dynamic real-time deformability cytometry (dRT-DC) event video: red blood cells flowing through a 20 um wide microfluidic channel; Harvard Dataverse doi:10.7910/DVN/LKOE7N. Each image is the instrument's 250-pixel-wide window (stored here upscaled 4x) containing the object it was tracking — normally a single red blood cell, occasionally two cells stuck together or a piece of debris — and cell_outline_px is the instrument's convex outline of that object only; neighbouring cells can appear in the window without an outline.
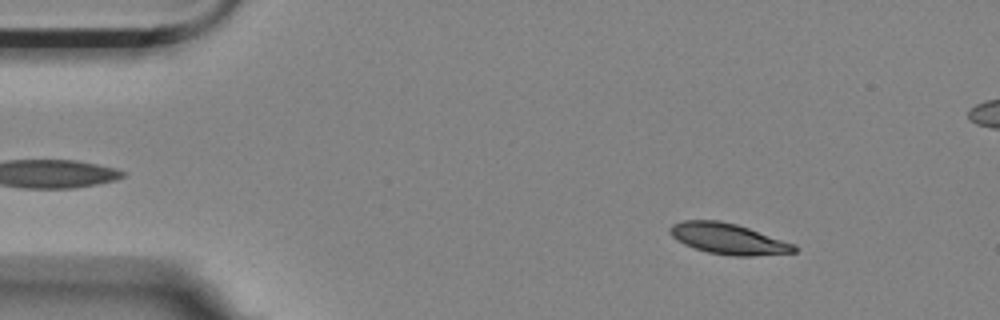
{"species": "Egyptian fruit bat (a non-hibernating species)", "species_latin": "Rousettus aegyptiacus", "temperature_condition": "room temperature", "stored_images_in_passage": 57, "camera_frame_rate_fps": 3000, "um_per_image_px": 0.085, "animal": {"sex": "female"}, "frame": {"image": 1, "passage_image": 7, "time_ms": 2.0, "image_size_px": [1000, 320], "cell_outline_px": [[796, 252], [752, 256], [736, 256], [708, 252], [684, 244], [676, 240], [668, 232], [668, 228], [672, 224], [684, 220], [720, 220], [736, 224], [796, 244]], "centroid_in_image_um": [61.88, 20.29], "position_along_channel_um": 23.1, "area_um2": 22.25}}
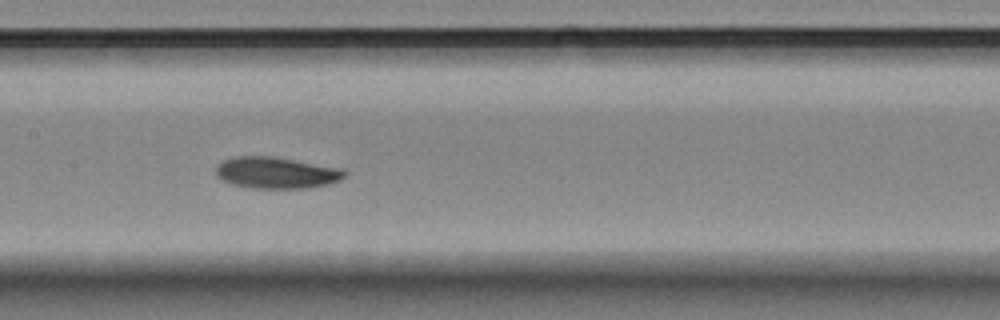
{"frame": {"image": 2, "passage_image": 27, "time_ms": 8.667, "image_size_px": [1000, 320], "cell_outline_px": [[348, 172], [340, 180], [328, 184], [308, 188], [252, 188], [232, 184], [216, 176], [216, 164], [224, 160], [236, 156], [272, 156], [344, 168]], "centroid_in_image_um": [23.51, 14.67], "position_along_channel_um": 183.9, "area_um2": 23.76}}
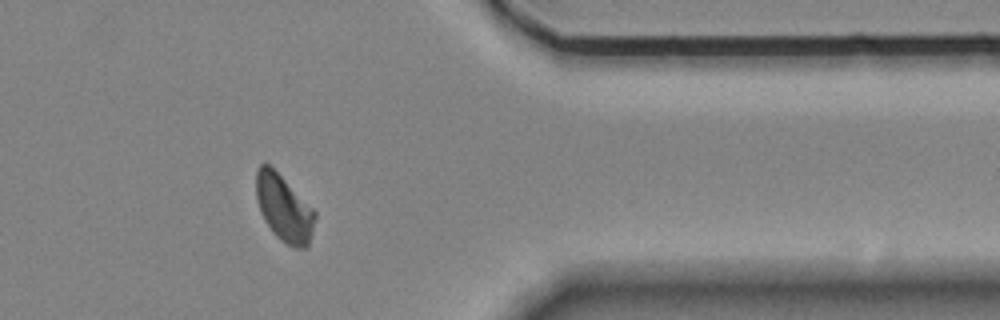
{"frame": {"image": 3, "passage_image": 46, "time_ms": 15.0, "image_size_px": [1000, 320], "cell_outline_px": [[316, 216], [308, 248], [296, 248], [280, 240], [272, 232], [264, 220], [260, 212], [256, 196], [256, 172], [260, 164], [268, 164], [316, 212]], "centroid_in_image_um": [24.12, 17.74], "position_along_channel_um": 387.3, "area_um2": 22.43}, "authors_computed_cell_mechanics": {"area_um2": 23.2356, "velocity_mm_per_s": 3.4775, "shape_relaxation_time_tau1_ms": 4.3306, "shape_relaxation_time_tau2_ms": 4.4808, "deformation_change_tau1": 0.1254, "deformation_change_tau2": 0.0747}}